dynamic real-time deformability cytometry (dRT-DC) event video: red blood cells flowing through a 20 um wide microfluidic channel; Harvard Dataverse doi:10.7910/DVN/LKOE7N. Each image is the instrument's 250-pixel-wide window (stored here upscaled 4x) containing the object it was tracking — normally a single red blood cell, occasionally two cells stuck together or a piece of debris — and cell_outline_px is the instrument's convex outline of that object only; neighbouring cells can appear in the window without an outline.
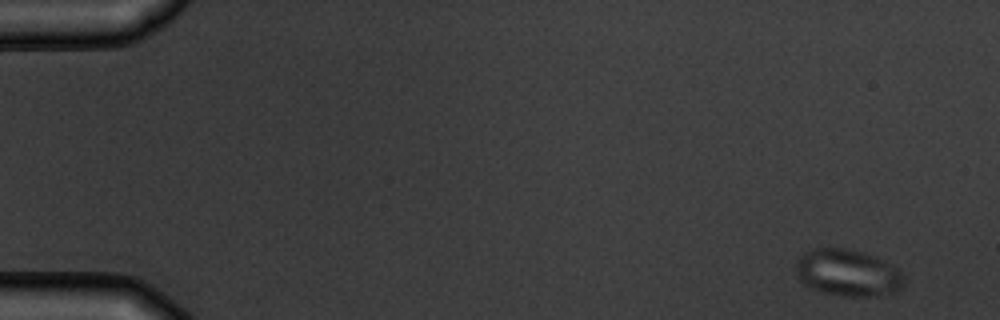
{"species": "common noctule bat (a hibernating species)", "species_latin": "Nyctalus noctula", "temperature_condition": "warm", "stored_images_in_passage": 5, "camera_frame_rate_fps": 3000, "um_per_image_px": 0.085, "animal": {"sex": "male", "body_mass_g": 19.5, "forearm_length_mm": 54.6}, "frame": {"image": 1, "passage_image": 1, "time_ms": 0.0, "image_size_px": [1000, 320], "cell_outline_px": [[904, 280], [900, 288], [892, 292], [876, 296], [840, 296], [820, 292], [804, 284], [800, 280], [796, 272], [796, 264], [800, 256], [804, 252], [812, 248], [848, 248], [864, 252], [876, 256], [896, 268], [900, 272]], "centroid_in_image_um": [72.02, 23.18], "position_along_channel_um": 13.0, "area_um2": 29.48}}